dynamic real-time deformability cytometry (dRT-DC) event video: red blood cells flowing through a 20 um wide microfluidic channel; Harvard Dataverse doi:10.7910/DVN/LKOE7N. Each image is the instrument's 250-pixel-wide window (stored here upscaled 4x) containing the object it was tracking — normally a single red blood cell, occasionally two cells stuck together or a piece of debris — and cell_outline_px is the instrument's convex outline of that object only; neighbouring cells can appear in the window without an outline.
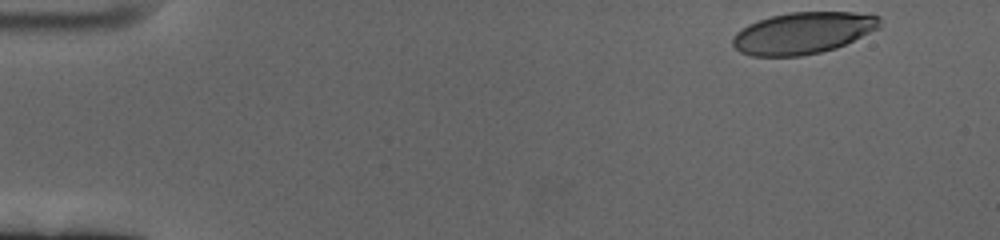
{"species": "human", "species_latin": "Homo sapiens", "temperature_condition": "cold", "stored_images_in_passage": 56, "camera_frame_rate_fps": 3000, "um_per_image_px": 0.085, "donor": {"sex": "female"}, "frame": {"image": 1, "passage_image": 1, "time_ms": 0.0, "image_size_px": [1000, 240], "cell_outline_px": [[880, 28], [836, 48], [820, 52], [800, 56], [752, 56], [740, 52], [732, 44], [732, 40], [736, 32], [748, 24], [772, 16], [788, 12], [852, 12], [880, 16]], "centroid_in_image_um": [68.25, 2.8], "position_along_channel_um": 16.7, "area_um2": 35.6}}
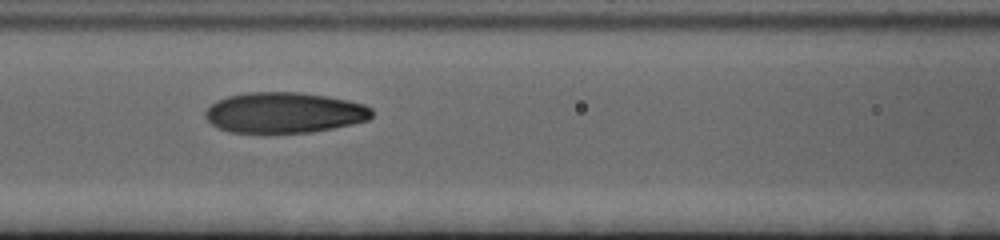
{"frame": {"image": 2, "passage_image": 23, "time_ms": 7.333, "image_size_px": [1000, 240], "cell_outline_px": [[372, 116], [368, 120], [352, 124], [312, 132], [228, 132], [212, 124], [204, 116], [204, 112], [216, 100], [228, 96], [248, 92], [296, 92], [328, 96], [348, 100], [364, 104], [372, 108]], "centroid_in_image_um": [24.17, 9.56], "position_along_channel_um": 142.4, "area_um2": 39.36}}
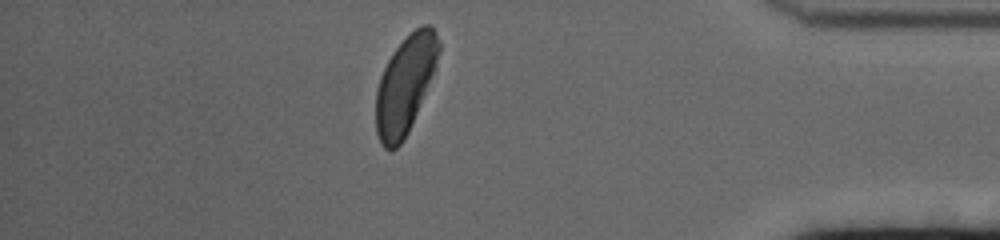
{"frame": {"image": 3, "passage_image": 49, "time_ms": 16.0, "image_size_px": [1000, 240], "cell_outline_px": [[440, 52], [436, 68], [408, 132], [404, 140], [392, 152], [384, 148], [380, 144], [376, 132], [376, 88], [380, 76], [388, 60], [396, 48], [416, 28], [424, 24], [432, 24], [440, 40]], "centroid_in_image_um": [34.45, 7.21], "position_along_channel_um": 400.8, "area_um2": 35.78}, "authors_computed_cell_mechanics": {"area_um2": 38.4659, "velocity_mm_per_s": 3.3596, "shape_relaxation_time_tau1_ms": 3.9385, "shape_relaxation_time_tau2_ms": 1.396, "deformation_change_tau1": 0.172, "deformation_change_tau2": 0.0588}}